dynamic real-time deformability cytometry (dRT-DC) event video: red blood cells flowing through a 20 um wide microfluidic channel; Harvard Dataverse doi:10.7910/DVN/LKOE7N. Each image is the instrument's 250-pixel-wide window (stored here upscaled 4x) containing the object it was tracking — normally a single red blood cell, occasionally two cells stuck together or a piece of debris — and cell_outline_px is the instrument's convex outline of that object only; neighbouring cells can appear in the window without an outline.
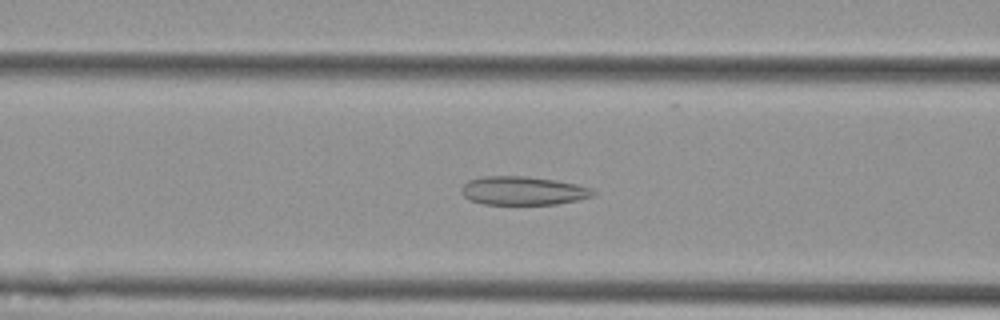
{"species": "Egyptian fruit bat (a non-hibernating species)", "species_latin": "Rousettus aegyptiacus", "temperature_condition": "cold", "stored_images_in_passage": 56, "camera_frame_rate_fps": 3000, "um_per_image_px": 0.085, "animal": {"sex": "female"}, "frame": {"image": 1, "passage_image": 22, "time_ms": 7.0, "image_size_px": [1000, 320], "cell_outline_px": [[596, 192], [592, 196], [576, 200], [556, 204], [484, 204], [472, 200], [464, 196], [460, 192], [460, 188], [468, 180], [484, 176], [524, 176], [552, 180], [576, 184], [592, 188]], "centroid_in_image_um": [44.43, 16.21], "position_along_channel_um": 122.2, "area_um2": 21.73}}
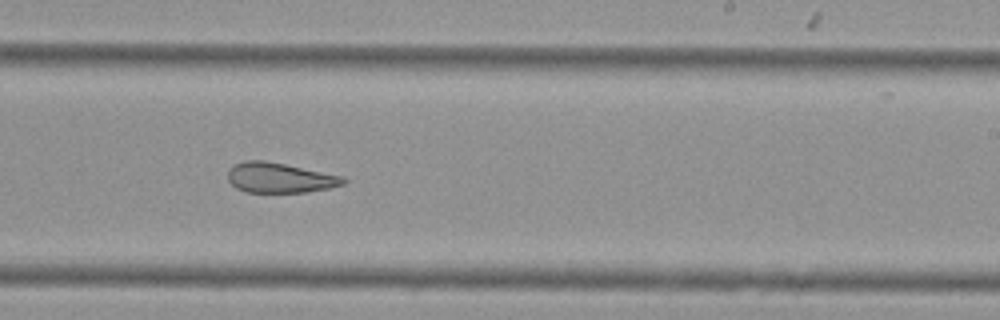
{"frame": {"image": 2, "passage_image": 34, "time_ms": 11.0, "image_size_px": [1000, 320], "cell_outline_px": [[348, 180], [344, 184], [328, 188], [308, 192], [244, 192], [236, 188], [228, 180], [228, 168], [244, 160], [264, 160], [344, 176]], "centroid_in_image_um": [23.77, 15.11], "position_along_channel_um": 265.2, "area_um2": 20.29}}
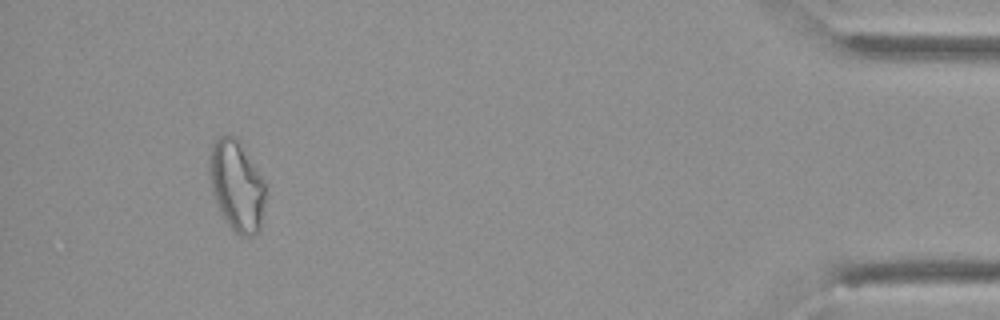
{"frame": {"image": 3, "passage_image": 52, "time_ms": 17.0, "image_size_px": [1000, 320], "cell_outline_px": [[264, 200], [260, 232], [256, 236], [240, 236], [228, 224], [216, 204], [212, 192], [208, 176], [208, 156], [212, 144], [220, 136], [236, 136], [240, 140], [260, 176], [264, 184]], "centroid_in_image_um": [20.08, 15.79], "position_along_channel_um": 415.1, "area_um2": 29.65}}